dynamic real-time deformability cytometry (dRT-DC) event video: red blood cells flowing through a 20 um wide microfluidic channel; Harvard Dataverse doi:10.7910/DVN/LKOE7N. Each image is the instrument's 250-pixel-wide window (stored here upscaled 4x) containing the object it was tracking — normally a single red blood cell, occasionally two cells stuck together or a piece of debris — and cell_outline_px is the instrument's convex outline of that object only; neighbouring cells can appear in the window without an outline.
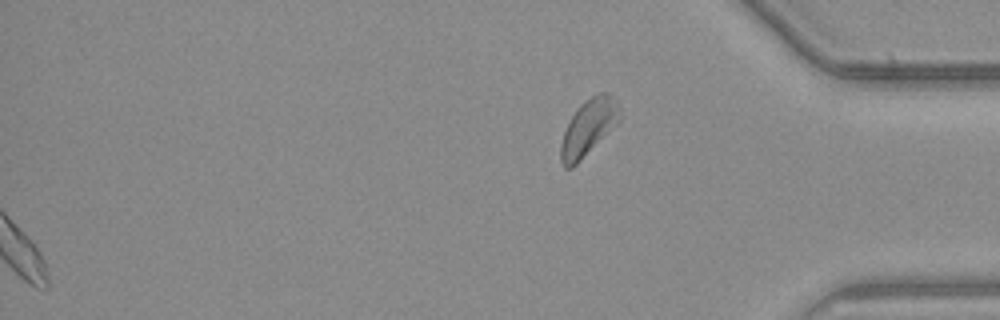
{"species": "common noctule bat (a hibernating species)", "species_latin": "Nyctalus noctula", "temperature_condition": "warm", "stored_images_in_passage": 38, "segment_of_instrument_passage": [2, 2], "camera_frame_rate_fps": 3000, "um_per_image_px": 0.085, "animal": {"sex": "male", "body_mass_g": 23.1, "forearm_length_mm": 52.7}, "frame": {"image": 1, "passage_image": 38, "time_ms": 12.333, "image_size_px": [1000, 320], "cell_outline_px": [[620, 120], [572, 168], [564, 168], [560, 160], [560, 144], [564, 132], [576, 108], [584, 100], [600, 92], [608, 92], [616, 100], [620, 108]], "centroid_in_image_um": [50.0, 10.81], "position_along_channel_um": 385.2, "area_um2": 19.02}}